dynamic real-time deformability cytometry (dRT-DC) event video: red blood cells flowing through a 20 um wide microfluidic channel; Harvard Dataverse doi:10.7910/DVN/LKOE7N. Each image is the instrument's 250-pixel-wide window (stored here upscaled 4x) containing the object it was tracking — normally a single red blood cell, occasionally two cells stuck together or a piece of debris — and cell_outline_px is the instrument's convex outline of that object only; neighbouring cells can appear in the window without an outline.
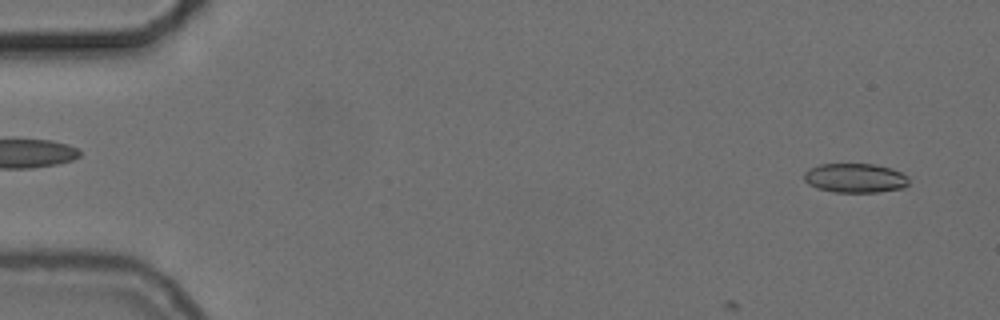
{"species": "common noctule bat (a hibernating species)", "species_latin": "Nyctalus noctula", "temperature_condition": "cold", "stored_images_in_passage": 14, "camera_frame_rate_fps": 3000, "um_per_image_px": 0.085, "animal": {"sex": "female", "body_mass_g": 24.6, "forearm_length_mm": 56.2}, "frame": {"image": 1, "passage_image": 3, "time_ms": 0.667, "image_size_px": [1000, 320], "cell_outline_px": [[908, 184], [904, 188], [880, 192], [836, 192], [816, 188], [808, 184], [804, 180], [804, 172], [808, 168], [820, 164], [876, 164], [892, 168], [908, 176]], "centroid_in_image_um": [72.69, 15.13], "position_along_channel_um": 12.3, "area_um2": 18.09}}
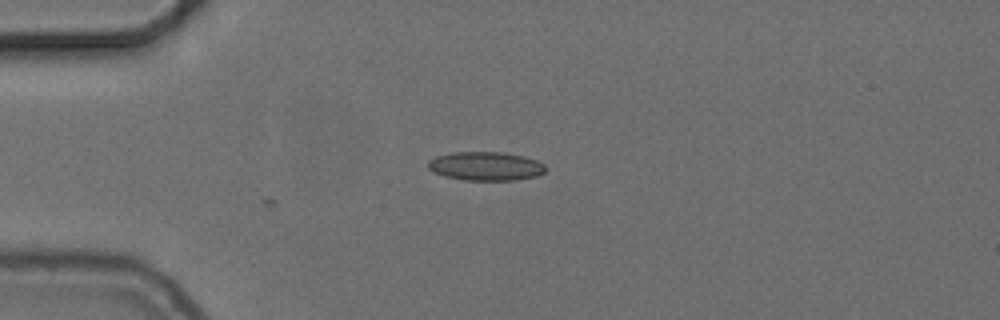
{"frame": {"image": 2, "passage_image": 14, "time_ms": 4.333, "image_size_px": [1000, 320], "cell_outline_px": [[548, 168], [544, 172], [536, 176], [516, 180], [464, 180], [444, 176], [428, 168], [428, 160], [436, 156], [452, 152], [500, 152], [524, 156], [536, 160], [544, 164]], "centroid_in_image_um": [41.3, 14.12], "position_along_channel_um": 43.7, "area_um2": 19.71}}